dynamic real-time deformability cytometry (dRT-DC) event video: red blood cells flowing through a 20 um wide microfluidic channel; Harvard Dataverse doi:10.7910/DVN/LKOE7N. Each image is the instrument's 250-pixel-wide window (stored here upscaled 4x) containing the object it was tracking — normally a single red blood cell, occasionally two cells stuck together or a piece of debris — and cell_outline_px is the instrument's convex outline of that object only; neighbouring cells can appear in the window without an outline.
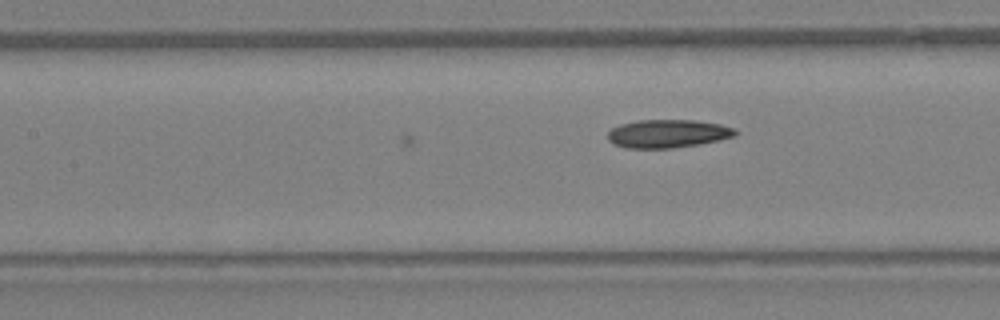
{"species": "Egyptian fruit bat (a non-hibernating species)", "species_latin": "Rousettus aegyptiacus", "temperature_condition": "warm", "stored_images_in_passage": 8, "camera_frame_rate_fps": 3000, "um_per_image_px": 0.085, "animal": {"sex": "female"}, "frame": {"image": 1, "passage_image": 8, "time_ms": 2.333, "image_size_px": [1000, 320], "cell_outline_px": [[736, 136], [720, 140], [700, 144], [672, 148], [624, 148], [608, 140], [608, 132], [612, 128], [620, 124], [640, 120], [692, 120], [720, 124], [732, 128], [736, 132]], "centroid_in_image_um": [56.75, 11.36], "position_along_channel_um": 150.7, "area_um2": 20.87}}